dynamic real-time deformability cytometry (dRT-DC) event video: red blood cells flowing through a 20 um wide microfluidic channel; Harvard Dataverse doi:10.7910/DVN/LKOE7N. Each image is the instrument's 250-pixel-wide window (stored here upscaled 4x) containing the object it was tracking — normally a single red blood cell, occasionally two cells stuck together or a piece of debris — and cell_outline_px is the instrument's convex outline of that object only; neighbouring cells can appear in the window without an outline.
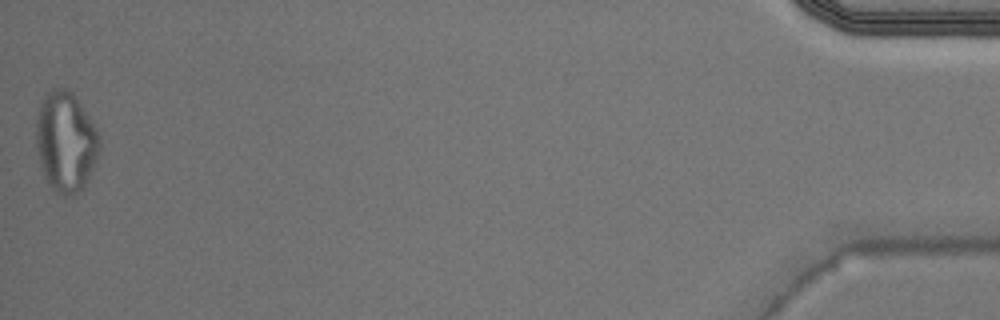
{"species": "Egyptian fruit bat (a non-hibernating species)", "species_latin": "Rousettus aegyptiacus", "temperature_condition": "warm", "stored_images_in_passage": 40, "camera_frame_rate_fps": 3000, "um_per_image_px": 0.085, "animal": {"sex": "male"}, "frame": {"image": 1, "passage_image": 40, "time_ms": 13.0, "image_size_px": [1000, 320], "cell_outline_px": [[100, 144], [92, 168], [84, 184], [72, 196], [64, 196], [52, 188], [44, 176], [36, 144], [36, 120], [40, 104], [48, 92], [52, 88], [68, 88], [72, 92], [96, 128]], "centroid_in_image_um": [5.56, 12.02], "position_along_channel_um": 429.6, "area_um2": 36.13}}